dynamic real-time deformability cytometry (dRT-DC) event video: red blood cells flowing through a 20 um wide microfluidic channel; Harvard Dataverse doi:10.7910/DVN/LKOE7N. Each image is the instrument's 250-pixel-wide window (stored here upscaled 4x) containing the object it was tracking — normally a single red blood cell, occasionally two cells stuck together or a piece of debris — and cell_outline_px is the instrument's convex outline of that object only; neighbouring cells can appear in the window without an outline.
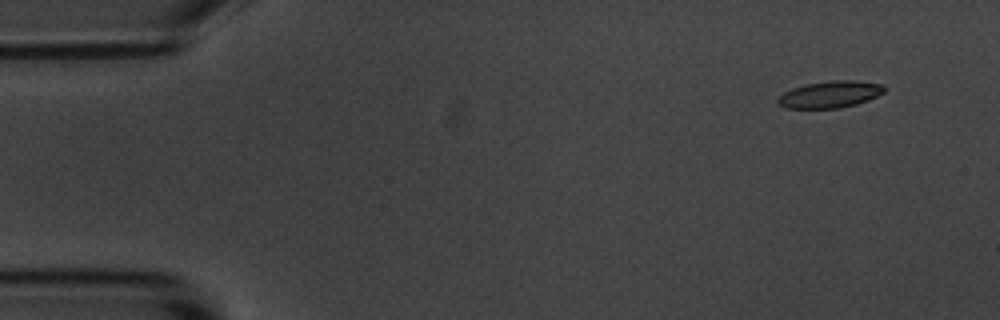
{"species": "common noctule bat (a hibernating species)", "species_latin": "Nyctalus noctula", "temperature_condition": "room temperature", "stored_images_in_passage": 7, "camera_frame_rate_fps": 3000, "um_per_image_px": 0.085, "animal": {"sex": "male", "body_mass_g": 20.1, "forearm_length_mm": 53.5}, "frame": {"image": 1, "passage_image": 2, "time_ms": 1.333, "image_size_px": [1000, 320], "cell_outline_px": [[884, 92], [868, 100], [856, 104], [840, 108], [788, 108], [780, 104], [776, 100], [784, 92], [792, 88], [804, 84], [832, 80], [852, 80], [884, 84]], "centroid_in_image_um": [70.56, 8.01], "position_along_channel_um": 14.4, "area_um2": 16.53}}
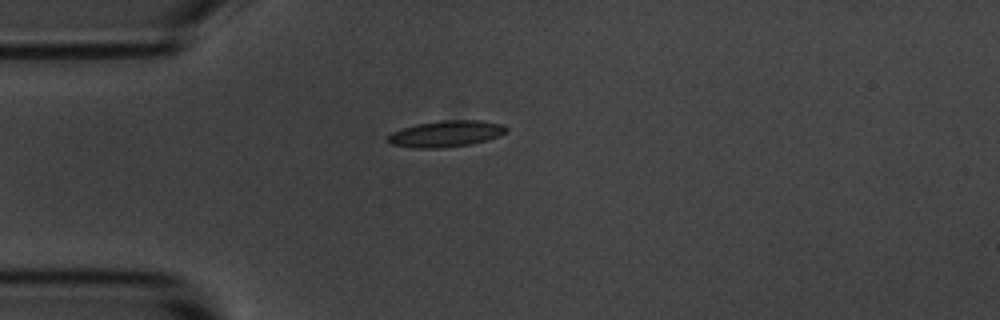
{"frame": {"image": 2, "passage_image": 5, "time_ms": 4.667, "image_size_px": [1000, 320], "cell_outline_px": [[508, 132], [500, 136], [488, 140], [472, 144], [444, 148], [412, 148], [388, 144], [384, 140], [392, 132], [416, 124], [444, 120], [480, 120], [504, 124], [508, 128]], "centroid_in_image_um": [37.93, 11.38], "position_along_channel_um": 47.1, "area_um2": 18.55}}